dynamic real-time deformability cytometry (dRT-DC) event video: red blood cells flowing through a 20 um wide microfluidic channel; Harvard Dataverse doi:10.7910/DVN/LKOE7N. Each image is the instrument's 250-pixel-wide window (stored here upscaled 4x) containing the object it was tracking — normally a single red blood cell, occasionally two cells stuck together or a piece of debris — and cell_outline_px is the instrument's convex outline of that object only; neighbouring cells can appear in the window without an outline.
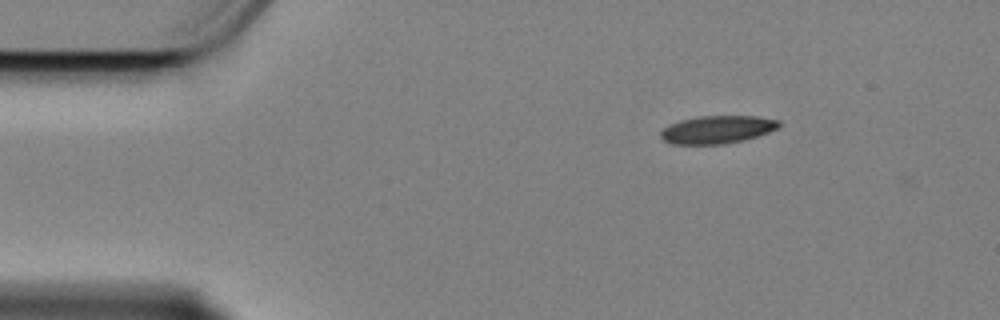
{"species": "Egyptian fruit bat (a non-hibernating species)", "species_latin": "Rousettus aegyptiacus", "temperature_condition": "cold", "stored_images_in_passage": 3, "camera_frame_rate_fps": 3000, "um_per_image_px": 0.085, "animal": {"sex": "female"}, "frame": {"image": 1, "passage_image": 2, "time_ms": 0.333, "image_size_px": [1000, 320], "cell_outline_px": [[780, 128], [756, 136], [724, 144], [672, 144], [664, 140], [660, 136], [660, 132], [668, 124], [680, 120], [696, 116], [760, 116], [780, 120]], "centroid_in_image_um": [60.96, 11.0], "position_along_channel_um": 24.0, "area_um2": 19.25}}